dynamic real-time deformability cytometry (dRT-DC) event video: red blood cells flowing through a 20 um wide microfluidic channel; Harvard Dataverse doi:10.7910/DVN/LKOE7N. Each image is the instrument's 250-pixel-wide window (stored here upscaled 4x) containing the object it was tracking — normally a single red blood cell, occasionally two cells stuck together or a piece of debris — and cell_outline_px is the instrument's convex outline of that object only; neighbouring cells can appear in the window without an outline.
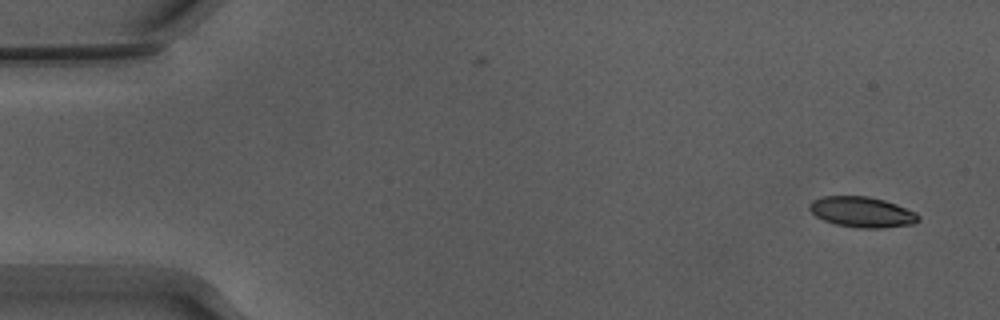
{"species": "Egyptian fruit bat (a non-hibernating species)", "species_latin": "Rousettus aegyptiacus", "temperature_condition": "warm", "stored_images_in_passage": 53, "camera_frame_rate_fps": 3000, "um_per_image_px": 0.085, "animal": {"sex": "male"}, "frame": {"image": 1, "passage_image": 2, "time_ms": 0.333, "image_size_px": [1000, 320], "cell_outline_px": [[920, 220], [912, 224], [880, 228], [860, 228], [836, 224], [824, 220], [816, 216], [808, 208], [808, 204], [812, 200], [824, 196], [868, 196], [884, 200], [896, 204], [916, 212], [920, 216]], "centroid_in_image_um": [73.27, 18.01], "position_along_channel_um": 11.7, "area_um2": 19.36}}
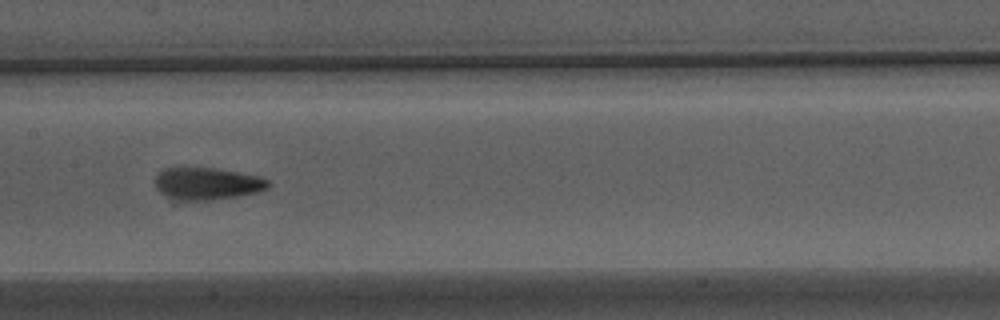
{"frame": {"image": 2, "passage_image": 26, "time_ms": 8.333, "image_size_px": [1000, 320], "cell_outline_px": [[272, 184], [268, 188], [256, 192], [236, 196], [212, 200], [180, 200], [164, 196], [156, 188], [156, 176], [164, 168], [212, 168], [260, 176], [268, 180]], "centroid_in_image_um": [17.61, 15.61], "position_along_channel_um": 189.8, "area_um2": 21.04}}
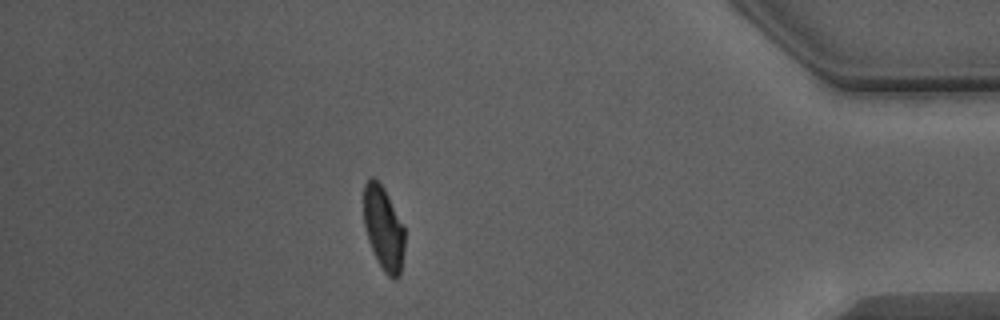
{"frame": {"image": 3, "passage_image": 46, "time_ms": 15.0, "image_size_px": [1000, 320], "cell_outline_px": [[404, 252], [400, 276], [396, 280], [392, 280], [384, 272], [376, 260], [368, 240], [364, 224], [364, 184], [372, 176], [384, 188], [404, 224]], "centroid_in_image_um": [32.62, 19.45], "position_along_channel_um": 402.6, "area_um2": 20.29}, "authors_computed_cell_mechanics": {"area_um2": 20.4612, "velocity_mm_per_s": 3.8739, "shape_relaxation_time_tau1_ms": 3.8793, "shape_relaxation_time_tau2_ms": 1.7878, "deformation_change_tau1": 0.183, "deformation_change_tau2": 0.0922}}